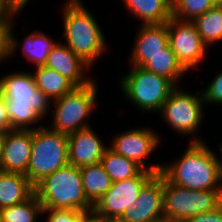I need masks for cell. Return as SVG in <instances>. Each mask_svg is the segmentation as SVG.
Segmentation results:
<instances>
[{
  "instance_id": "6da1fadb",
  "label": "cell",
  "mask_w": 222,
  "mask_h": 222,
  "mask_svg": "<svg viewBox=\"0 0 222 222\" xmlns=\"http://www.w3.org/2000/svg\"><path fill=\"white\" fill-rule=\"evenodd\" d=\"M0 90L3 92L12 129L31 130L46 117L51 99L39 90L32 72H12L0 78Z\"/></svg>"
},
{
  "instance_id": "7a4b0ae2",
  "label": "cell",
  "mask_w": 222,
  "mask_h": 222,
  "mask_svg": "<svg viewBox=\"0 0 222 222\" xmlns=\"http://www.w3.org/2000/svg\"><path fill=\"white\" fill-rule=\"evenodd\" d=\"M193 139L174 164L162 165L161 173L171 183L190 190L222 189L215 153L199 137Z\"/></svg>"
},
{
  "instance_id": "3957f363",
  "label": "cell",
  "mask_w": 222,
  "mask_h": 222,
  "mask_svg": "<svg viewBox=\"0 0 222 222\" xmlns=\"http://www.w3.org/2000/svg\"><path fill=\"white\" fill-rule=\"evenodd\" d=\"M63 6V44L91 67L106 50L103 31L81 0H67Z\"/></svg>"
},
{
  "instance_id": "277c9868",
  "label": "cell",
  "mask_w": 222,
  "mask_h": 222,
  "mask_svg": "<svg viewBox=\"0 0 222 222\" xmlns=\"http://www.w3.org/2000/svg\"><path fill=\"white\" fill-rule=\"evenodd\" d=\"M43 209L91 211L93 205L83 191L80 168L72 164L57 169L34 186Z\"/></svg>"
},
{
  "instance_id": "5b68a950",
  "label": "cell",
  "mask_w": 222,
  "mask_h": 222,
  "mask_svg": "<svg viewBox=\"0 0 222 222\" xmlns=\"http://www.w3.org/2000/svg\"><path fill=\"white\" fill-rule=\"evenodd\" d=\"M69 164L68 135L39 125L33 129L32 149L27 172L35 186L44 177Z\"/></svg>"
},
{
  "instance_id": "8992f818",
  "label": "cell",
  "mask_w": 222,
  "mask_h": 222,
  "mask_svg": "<svg viewBox=\"0 0 222 222\" xmlns=\"http://www.w3.org/2000/svg\"><path fill=\"white\" fill-rule=\"evenodd\" d=\"M222 205V189L190 190L171 183L163 175V215L173 222H187Z\"/></svg>"
},
{
  "instance_id": "52a82bcc",
  "label": "cell",
  "mask_w": 222,
  "mask_h": 222,
  "mask_svg": "<svg viewBox=\"0 0 222 222\" xmlns=\"http://www.w3.org/2000/svg\"><path fill=\"white\" fill-rule=\"evenodd\" d=\"M120 82L121 90L127 100L135 104L142 112H157L176 85L168 78L145 70L143 67L131 66Z\"/></svg>"
},
{
  "instance_id": "ba28073f",
  "label": "cell",
  "mask_w": 222,
  "mask_h": 222,
  "mask_svg": "<svg viewBox=\"0 0 222 222\" xmlns=\"http://www.w3.org/2000/svg\"><path fill=\"white\" fill-rule=\"evenodd\" d=\"M91 81L87 85L75 87L69 93L53 100L54 110L51 129L71 134L90 127L87 121L97 107V85Z\"/></svg>"
},
{
  "instance_id": "9c48e42d",
  "label": "cell",
  "mask_w": 222,
  "mask_h": 222,
  "mask_svg": "<svg viewBox=\"0 0 222 222\" xmlns=\"http://www.w3.org/2000/svg\"><path fill=\"white\" fill-rule=\"evenodd\" d=\"M202 93L191 94L177 87L170 93L161 110L163 120L180 135L194 136L201 125L203 116Z\"/></svg>"
},
{
  "instance_id": "30bf717a",
  "label": "cell",
  "mask_w": 222,
  "mask_h": 222,
  "mask_svg": "<svg viewBox=\"0 0 222 222\" xmlns=\"http://www.w3.org/2000/svg\"><path fill=\"white\" fill-rule=\"evenodd\" d=\"M169 45L177 60L188 72L202 62L208 47L203 43L193 21H181L174 17L166 22Z\"/></svg>"
},
{
  "instance_id": "8fae6325",
  "label": "cell",
  "mask_w": 222,
  "mask_h": 222,
  "mask_svg": "<svg viewBox=\"0 0 222 222\" xmlns=\"http://www.w3.org/2000/svg\"><path fill=\"white\" fill-rule=\"evenodd\" d=\"M153 175L154 173L143 169L135 177L112 182L109 190L93 206V210L109 222H116L129 205L136 203L140 189Z\"/></svg>"
},
{
  "instance_id": "7c38bea8",
  "label": "cell",
  "mask_w": 222,
  "mask_h": 222,
  "mask_svg": "<svg viewBox=\"0 0 222 222\" xmlns=\"http://www.w3.org/2000/svg\"><path fill=\"white\" fill-rule=\"evenodd\" d=\"M158 135L151 128H136L114 136L110 149L114 152L136 162L144 170L154 174L161 173L163 164L147 166L145 158L157 148L160 143Z\"/></svg>"
},
{
  "instance_id": "4fadbf2b",
  "label": "cell",
  "mask_w": 222,
  "mask_h": 222,
  "mask_svg": "<svg viewBox=\"0 0 222 222\" xmlns=\"http://www.w3.org/2000/svg\"><path fill=\"white\" fill-rule=\"evenodd\" d=\"M163 215V174H154L140 189L135 204L129 205L116 222H156Z\"/></svg>"
},
{
  "instance_id": "5bb4252c",
  "label": "cell",
  "mask_w": 222,
  "mask_h": 222,
  "mask_svg": "<svg viewBox=\"0 0 222 222\" xmlns=\"http://www.w3.org/2000/svg\"><path fill=\"white\" fill-rule=\"evenodd\" d=\"M33 129H13L5 133L0 170L25 174L32 149Z\"/></svg>"
},
{
  "instance_id": "9a60e30c",
  "label": "cell",
  "mask_w": 222,
  "mask_h": 222,
  "mask_svg": "<svg viewBox=\"0 0 222 222\" xmlns=\"http://www.w3.org/2000/svg\"><path fill=\"white\" fill-rule=\"evenodd\" d=\"M132 47L131 65L142 67L152 56L167 53L169 44L167 24H142Z\"/></svg>"
},
{
  "instance_id": "2e32d148",
  "label": "cell",
  "mask_w": 222,
  "mask_h": 222,
  "mask_svg": "<svg viewBox=\"0 0 222 222\" xmlns=\"http://www.w3.org/2000/svg\"><path fill=\"white\" fill-rule=\"evenodd\" d=\"M103 143L91 126L68 134L69 164L80 168L100 163L108 148Z\"/></svg>"
},
{
  "instance_id": "e0dca14e",
  "label": "cell",
  "mask_w": 222,
  "mask_h": 222,
  "mask_svg": "<svg viewBox=\"0 0 222 222\" xmlns=\"http://www.w3.org/2000/svg\"><path fill=\"white\" fill-rule=\"evenodd\" d=\"M45 66L59 72L76 87L87 85L93 80L84 74L91 67L60 41L48 54Z\"/></svg>"
},
{
  "instance_id": "ac0fdd59",
  "label": "cell",
  "mask_w": 222,
  "mask_h": 222,
  "mask_svg": "<svg viewBox=\"0 0 222 222\" xmlns=\"http://www.w3.org/2000/svg\"><path fill=\"white\" fill-rule=\"evenodd\" d=\"M34 194V186L22 173L0 170V209L25 202Z\"/></svg>"
},
{
  "instance_id": "d6986e66",
  "label": "cell",
  "mask_w": 222,
  "mask_h": 222,
  "mask_svg": "<svg viewBox=\"0 0 222 222\" xmlns=\"http://www.w3.org/2000/svg\"><path fill=\"white\" fill-rule=\"evenodd\" d=\"M142 24H162L172 17V0H122Z\"/></svg>"
},
{
  "instance_id": "ffe728a7",
  "label": "cell",
  "mask_w": 222,
  "mask_h": 222,
  "mask_svg": "<svg viewBox=\"0 0 222 222\" xmlns=\"http://www.w3.org/2000/svg\"><path fill=\"white\" fill-rule=\"evenodd\" d=\"M36 87L52 101L72 91L76 86L59 72L44 66H37L32 73Z\"/></svg>"
},
{
  "instance_id": "44dd1931",
  "label": "cell",
  "mask_w": 222,
  "mask_h": 222,
  "mask_svg": "<svg viewBox=\"0 0 222 222\" xmlns=\"http://www.w3.org/2000/svg\"><path fill=\"white\" fill-rule=\"evenodd\" d=\"M85 196L94 206L109 190L112 181L101 163L80 167Z\"/></svg>"
},
{
  "instance_id": "7402d4cb",
  "label": "cell",
  "mask_w": 222,
  "mask_h": 222,
  "mask_svg": "<svg viewBox=\"0 0 222 222\" xmlns=\"http://www.w3.org/2000/svg\"><path fill=\"white\" fill-rule=\"evenodd\" d=\"M112 182L122 181L138 175L143 168L136 162L114 152L108 146L100 162Z\"/></svg>"
},
{
  "instance_id": "603a6c76",
  "label": "cell",
  "mask_w": 222,
  "mask_h": 222,
  "mask_svg": "<svg viewBox=\"0 0 222 222\" xmlns=\"http://www.w3.org/2000/svg\"><path fill=\"white\" fill-rule=\"evenodd\" d=\"M145 70L157 75L164 76L171 80L175 85L187 71L182 67L176 58L170 45H167V53L157 54L142 66ZM178 80V81H177Z\"/></svg>"
},
{
  "instance_id": "cb8c5ba5",
  "label": "cell",
  "mask_w": 222,
  "mask_h": 222,
  "mask_svg": "<svg viewBox=\"0 0 222 222\" xmlns=\"http://www.w3.org/2000/svg\"><path fill=\"white\" fill-rule=\"evenodd\" d=\"M22 47L24 56L33 64L37 66H44L46 64L48 54L56 45V41L51 39L43 31H33L25 37Z\"/></svg>"
},
{
  "instance_id": "d4e9b609",
  "label": "cell",
  "mask_w": 222,
  "mask_h": 222,
  "mask_svg": "<svg viewBox=\"0 0 222 222\" xmlns=\"http://www.w3.org/2000/svg\"><path fill=\"white\" fill-rule=\"evenodd\" d=\"M193 22L207 47L222 40V5H214Z\"/></svg>"
},
{
  "instance_id": "484cf974",
  "label": "cell",
  "mask_w": 222,
  "mask_h": 222,
  "mask_svg": "<svg viewBox=\"0 0 222 222\" xmlns=\"http://www.w3.org/2000/svg\"><path fill=\"white\" fill-rule=\"evenodd\" d=\"M42 211V204L33 194L23 203L0 209V222H37V217L42 215Z\"/></svg>"
},
{
  "instance_id": "4316f807",
  "label": "cell",
  "mask_w": 222,
  "mask_h": 222,
  "mask_svg": "<svg viewBox=\"0 0 222 222\" xmlns=\"http://www.w3.org/2000/svg\"><path fill=\"white\" fill-rule=\"evenodd\" d=\"M214 5L212 0H172V17L181 21H194Z\"/></svg>"
},
{
  "instance_id": "83f0119b",
  "label": "cell",
  "mask_w": 222,
  "mask_h": 222,
  "mask_svg": "<svg viewBox=\"0 0 222 222\" xmlns=\"http://www.w3.org/2000/svg\"><path fill=\"white\" fill-rule=\"evenodd\" d=\"M13 22H1L0 23V61L8 59L14 56L18 50V38L14 37ZM0 62V63H1Z\"/></svg>"
},
{
  "instance_id": "f1b7e54d",
  "label": "cell",
  "mask_w": 222,
  "mask_h": 222,
  "mask_svg": "<svg viewBox=\"0 0 222 222\" xmlns=\"http://www.w3.org/2000/svg\"><path fill=\"white\" fill-rule=\"evenodd\" d=\"M48 213L47 222H82L83 211L73 209H43L42 215Z\"/></svg>"
},
{
  "instance_id": "f546056e",
  "label": "cell",
  "mask_w": 222,
  "mask_h": 222,
  "mask_svg": "<svg viewBox=\"0 0 222 222\" xmlns=\"http://www.w3.org/2000/svg\"><path fill=\"white\" fill-rule=\"evenodd\" d=\"M206 104H222V71L216 75L209 86L202 92Z\"/></svg>"
},
{
  "instance_id": "4dcf8cb0",
  "label": "cell",
  "mask_w": 222,
  "mask_h": 222,
  "mask_svg": "<svg viewBox=\"0 0 222 222\" xmlns=\"http://www.w3.org/2000/svg\"><path fill=\"white\" fill-rule=\"evenodd\" d=\"M19 13L20 11L9 0H0V23L13 22V18Z\"/></svg>"
},
{
  "instance_id": "1f68e13d",
  "label": "cell",
  "mask_w": 222,
  "mask_h": 222,
  "mask_svg": "<svg viewBox=\"0 0 222 222\" xmlns=\"http://www.w3.org/2000/svg\"><path fill=\"white\" fill-rule=\"evenodd\" d=\"M187 222H222V205L213 211L194 215Z\"/></svg>"
},
{
  "instance_id": "d6a6232c",
  "label": "cell",
  "mask_w": 222,
  "mask_h": 222,
  "mask_svg": "<svg viewBox=\"0 0 222 222\" xmlns=\"http://www.w3.org/2000/svg\"><path fill=\"white\" fill-rule=\"evenodd\" d=\"M13 130L11 128L9 116L7 113V103L3 92L0 90V132L7 133Z\"/></svg>"
},
{
  "instance_id": "836d02e7",
  "label": "cell",
  "mask_w": 222,
  "mask_h": 222,
  "mask_svg": "<svg viewBox=\"0 0 222 222\" xmlns=\"http://www.w3.org/2000/svg\"><path fill=\"white\" fill-rule=\"evenodd\" d=\"M82 222H109L102 215L97 214L94 210L83 211Z\"/></svg>"
},
{
  "instance_id": "e575fe53",
  "label": "cell",
  "mask_w": 222,
  "mask_h": 222,
  "mask_svg": "<svg viewBox=\"0 0 222 222\" xmlns=\"http://www.w3.org/2000/svg\"><path fill=\"white\" fill-rule=\"evenodd\" d=\"M220 146V152L222 153V144L219 145ZM221 158V159H220ZM215 159H216V163H217V166H218V169H219V173H220V176L222 177V156L219 157L215 154Z\"/></svg>"
},
{
  "instance_id": "d590c367",
  "label": "cell",
  "mask_w": 222,
  "mask_h": 222,
  "mask_svg": "<svg viewBox=\"0 0 222 222\" xmlns=\"http://www.w3.org/2000/svg\"><path fill=\"white\" fill-rule=\"evenodd\" d=\"M30 0H15V7L21 11L29 3Z\"/></svg>"
},
{
  "instance_id": "8d00e7d4",
  "label": "cell",
  "mask_w": 222,
  "mask_h": 222,
  "mask_svg": "<svg viewBox=\"0 0 222 222\" xmlns=\"http://www.w3.org/2000/svg\"><path fill=\"white\" fill-rule=\"evenodd\" d=\"M4 141H5V133L0 132V162H1L2 156H3Z\"/></svg>"
},
{
  "instance_id": "74e56055",
  "label": "cell",
  "mask_w": 222,
  "mask_h": 222,
  "mask_svg": "<svg viewBox=\"0 0 222 222\" xmlns=\"http://www.w3.org/2000/svg\"><path fill=\"white\" fill-rule=\"evenodd\" d=\"M215 5H222V0H212Z\"/></svg>"
},
{
  "instance_id": "f35d334b",
  "label": "cell",
  "mask_w": 222,
  "mask_h": 222,
  "mask_svg": "<svg viewBox=\"0 0 222 222\" xmlns=\"http://www.w3.org/2000/svg\"><path fill=\"white\" fill-rule=\"evenodd\" d=\"M156 222H173V221H170L169 219L163 218V219L158 220V221H156Z\"/></svg>"
},
{
  "instance_id": "ab89813d",
  "label": "cell",
  "mask_w": 222,
  "mask_h": 222,
  "mask_svg": "<svg viewBox=\"0 0 222 222\" xmlns=\"http://www.w3.org/2000/svg\"><path fill=\"white\" fill-rule=\"evenodd\" d=\"M15 6V0H9Z\"/></svg>"
}]
</instances>
